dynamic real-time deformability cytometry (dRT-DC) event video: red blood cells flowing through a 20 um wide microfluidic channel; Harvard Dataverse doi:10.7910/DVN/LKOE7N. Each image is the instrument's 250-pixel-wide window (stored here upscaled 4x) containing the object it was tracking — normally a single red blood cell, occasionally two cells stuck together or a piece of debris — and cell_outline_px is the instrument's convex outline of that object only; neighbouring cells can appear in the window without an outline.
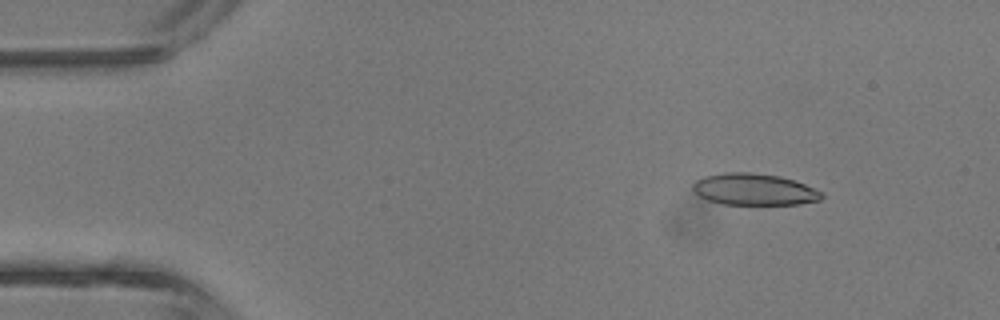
{"species": "common noctule bat (a hibernating species)", "species_latin": "Nyctalus noctula", "temperature_condition": "room temperature", "stored_images_in_passage": 43, "camera_frame_rate_fps": 3000, "um_per_image_px": 0.085, "animal": {"sex": "male", "body_mass_g": 13.3}, "frame": {"image": 1, "passage_image": 5, "time_ms": 1.333, "image_size_px": [1000, 320], "cell_outline_px": [[824, 196], [820, 200], [800, 204], [724, 204], [708, 200], [700, 196], [692, 188], [692, 184], [696, 180], [704, 176], [724, 172], [752, 172], [780, 176], [804, 184], [824, 192]], "centroid_in_image_um": [64.11, 16.09], "position_along_channel_um": 20.9, "area_um2": 23.76}}
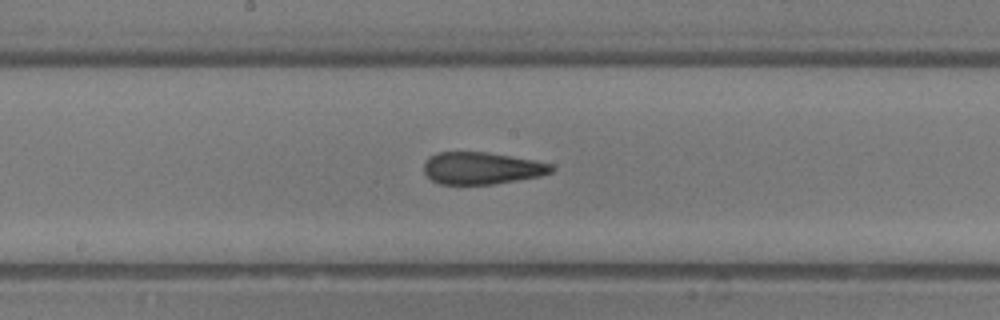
{"frame": {"image": 2, "passage_image": 22, "time_ms": 7.0, "image_size_px": [1000, 320], "cell_outline_px": [[556, 168], [552, 172], [540, 176], [492, 184], [440, 184], [432, 180], [424, 172], [424, 164], [428, 156], [436, 152], [488, 152], [532, 160], [552, 164]], "centroid_in_image_um": [40.93, 14.29], "position_along_channel_um": 207.3, "area_um2": 23.81}}
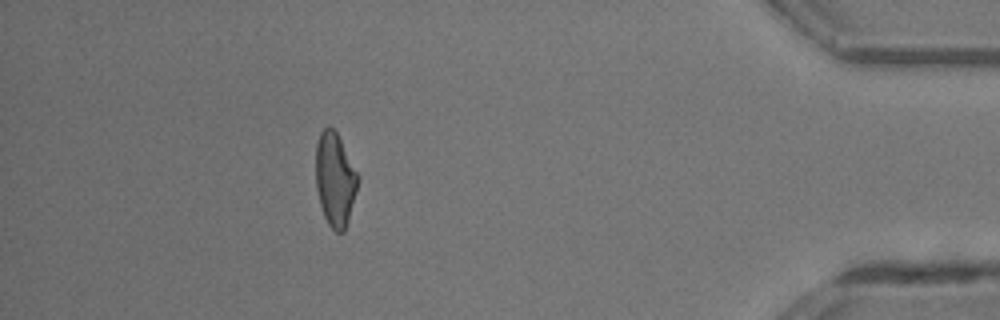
{"frame": {"image": 3, "passage_image": 38, "time_ms": 12.333, "image_size_px": [1000, 320], "cell_outline_px": [[360, 180], [348, 220], [344, 232], [336, 232], [328, 224], [324, 216], [320, 204], [316, 188], [316, 144], [320, 132], [324, 128], [332, 128], [336, 132], [360, 176]], "centroid_in_image_um": [28.49, 15.26], "position_along_channel_um": 406.7, "area_um2": 22.95}, "authors_computed_cell_mechanics": {"area_um2": 24.2182, "velocity_mm_per_s": 4.7582, "shape_relaxation_time_tau1_ms": 8.3356, "shape_relaxation_time_tau2_ms": 1.6516, "deformation_change_tau1": 0.2341, "deformation_change_tau2": 0.108}}